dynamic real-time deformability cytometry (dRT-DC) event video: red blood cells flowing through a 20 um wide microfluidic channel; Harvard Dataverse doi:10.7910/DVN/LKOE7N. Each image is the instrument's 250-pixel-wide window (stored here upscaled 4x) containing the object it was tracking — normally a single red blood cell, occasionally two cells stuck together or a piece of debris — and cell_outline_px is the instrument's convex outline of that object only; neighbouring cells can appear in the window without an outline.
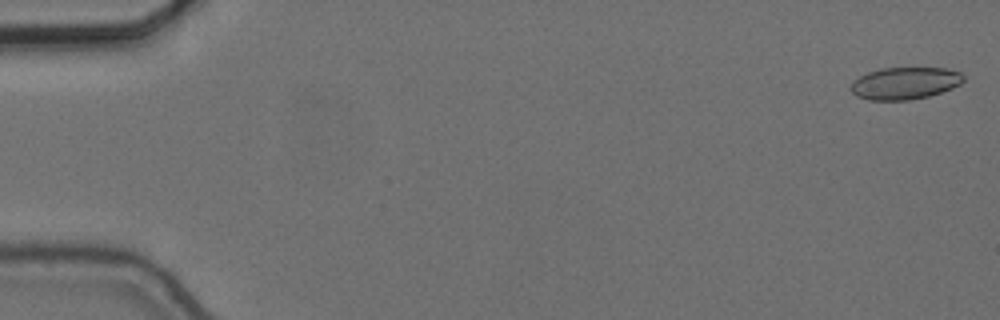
{"species": "common noctule bat (a hibernating species)", "species_latin": "Nyctalus noctula", "temperature_condition": "cold", "stored_images_in_passage": 13, "camera_frame_rate_fps": 3000, "um_per_image_px": 0.085, "animal": {"sex": "female", "body_mass_g": 24.6, "forearm_length_mm": 56.2}, "frame": {"image": 1, "passage_image": 1, "time_ms": 0.0, "image_size_px": [1000, 320], "cell_outline_px": [[964, 80], [960, 84], [952, 88], [928, 96], [908, 100], [868, 100], [856, 96], [848, 88], [852, 80], [868, 72], [880, 68], [948, 68], [960, 72], [964, 76]], "centroid_in_image_um": [76.88, 7.07], "position_along_channel_um": 8.1, "area_um2": 21.27}}